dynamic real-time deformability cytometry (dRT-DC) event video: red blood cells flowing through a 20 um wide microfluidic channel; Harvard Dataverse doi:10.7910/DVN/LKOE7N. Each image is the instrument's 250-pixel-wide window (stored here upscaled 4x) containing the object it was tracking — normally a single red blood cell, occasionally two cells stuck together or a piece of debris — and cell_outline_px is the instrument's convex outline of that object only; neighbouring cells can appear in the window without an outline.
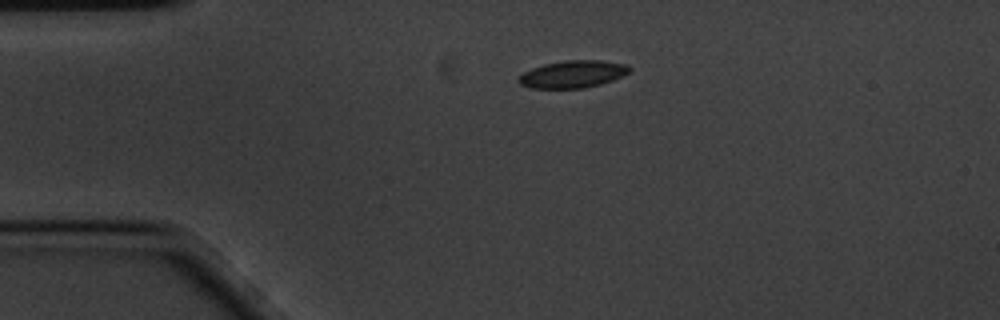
{"species": "common noctule bat (a hibernating species)", "species_latin": "Nyctalus noctula", "temperature_condition": "cold", "stored_images_in_passage": 2, "camera_frame_rate_fps": 3000, "um_per_image_px": 0.085, "animal": {"sex": "male", "body_mass_g": 20.1, "forearm_length_mm": 53.5}, "frame": {"image": 1, "passage_image": 1, "time_ms": 0.0, "image_size_px": [1000, 320], "cell_outline_px": [[632, 68], [628, 72], [612, 80], [600, 84], [584, 88], [528, 88], [520, 84], [516, 80], [524, 72], [532, 68], [544, 64], [564, 60], [600, 60], [628, 64]], "centroid_in_image_um": [48.67, 6.3], "position_along_channel_um": 36.3, "area_um2": 17.63}}